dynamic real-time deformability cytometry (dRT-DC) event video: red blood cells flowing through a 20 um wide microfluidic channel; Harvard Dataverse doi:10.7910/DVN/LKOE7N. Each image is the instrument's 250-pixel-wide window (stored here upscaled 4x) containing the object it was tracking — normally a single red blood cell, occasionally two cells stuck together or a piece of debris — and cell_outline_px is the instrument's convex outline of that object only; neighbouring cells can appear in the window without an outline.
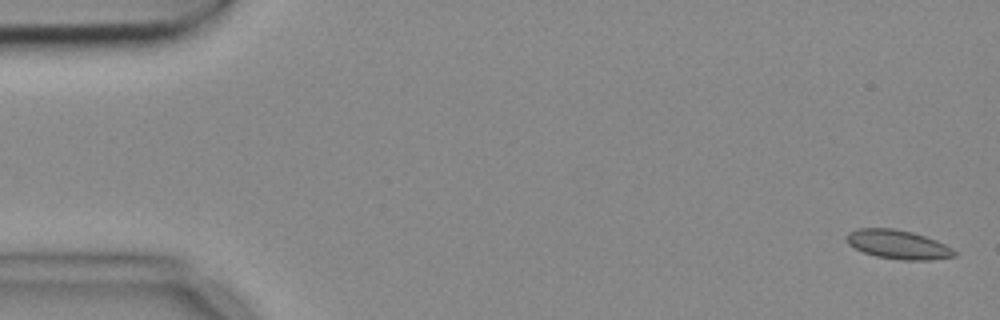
{"species": "common noctule bat (a hibernating species)", "species_latin": "Nyctalus noctula", "temperature_condition": "cold", "stored_images_in_passage": 4, "camera_frame_rate_fps": 3000, "um_per_image_px": 0.085, "animal": {"sex": "female", "body_mass_g": 18.4}, "frame": {"image": 1, "passage_image": 1, "time_ms": 0.0, "image_size_px": [1000, 320], "cell_outline_px": [[956, 256], [932, 260], [900, 260], [876, 256], [864, 252], [848, 244], [848, 232], [860, 228], [892, 228], [912, 232], [936, 240], [952, 248], [956, 252]], "centroid_in_image_um": [76.36, 20.79], "position_along_channel_um": 8.6, "area_um2": 18.03}}
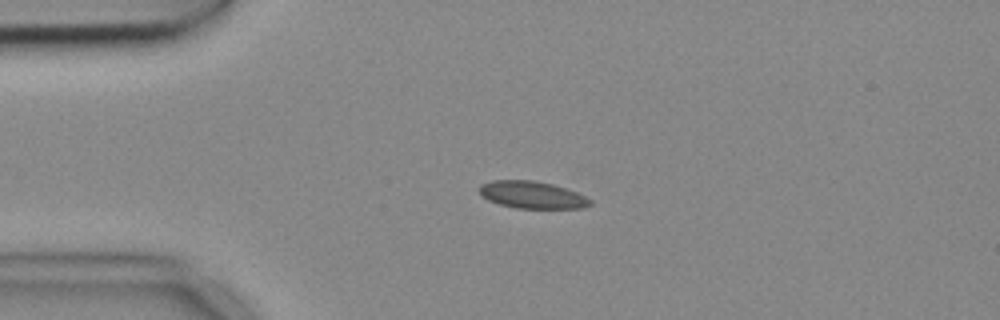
{"frame": {"image": 2, "passage_image": 4, "time_ms": 1.0, "image_size_px": [1000, 320], "cell_outline_px": [[592, 204], [584, 208], [516, 208], [500, 204], [488, 200], [476, 188], [480, 184], [492, 180], [532, 180], [552, 184], [576, 192], [592, 200]], "centroid_in_image_um": [45.21, 16.56], "position_along_channel_um": 39.8, "area_um2": 17.51}}